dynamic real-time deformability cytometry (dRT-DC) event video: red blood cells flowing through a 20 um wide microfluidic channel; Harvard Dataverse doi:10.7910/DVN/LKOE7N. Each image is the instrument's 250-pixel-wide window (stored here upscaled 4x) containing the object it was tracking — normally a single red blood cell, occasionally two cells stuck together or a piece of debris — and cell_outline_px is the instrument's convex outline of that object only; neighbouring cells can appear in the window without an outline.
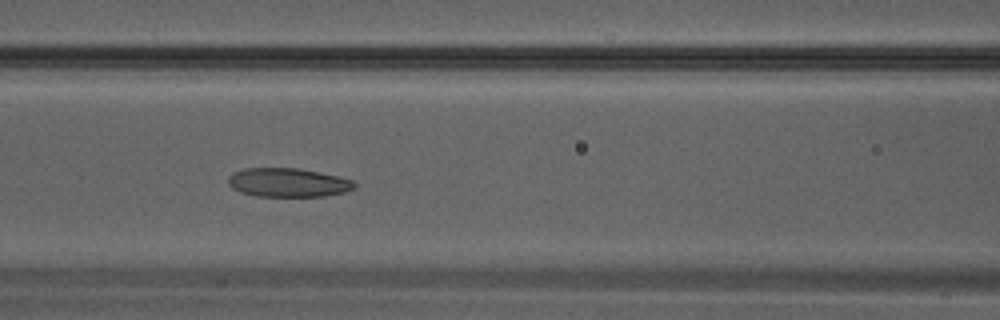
{"species": "Egyptian fruit bat (a non-hibernating species)", "species_latin": "Rousettus aegyptiacus", "temperature_condition": "warm", "stored_images_in_passage": 35, "camera_frame_rate_fps": 3000, "um_per_image_px": 0.085, "animal": {"sex": "male"}, "frame": {"image": 1, "passage_image": 15, "time_ms": 4.667, "image_size_px": [1000, 320], "cell_outline_px": [[356, 188], [344, 192], [324, 196], [256, 196], [240, 192], [232, 188], [228, 184], [228, 176], [244, 168], [300, 168], [340, 176], [352, 180], [356, 184]], "centroid_in_image_um": [24.5, 15.51], "position_along_channel_um": 142.1, "area_um2": 21.33}}
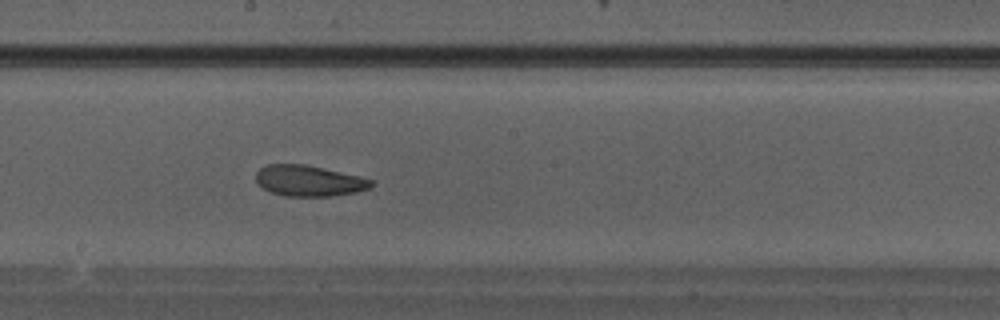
{"frame": {"image": 2, "passage_image": 19, "time_ms": 6.0, "image_size_px": [1000, 320], "cell_outline_px": [[372, 184], [368, 188], [356, 192], [332, 196], [284, 196], [272, 192], [256, 184], [256, 172], [260, 168], [268, 164], [304, 164], [360, 176], [372, 180]], "centroid_in_image_um": [26.22, 15.36], "position_along_channel_um": 222.0, "area_um2": 20.63}}
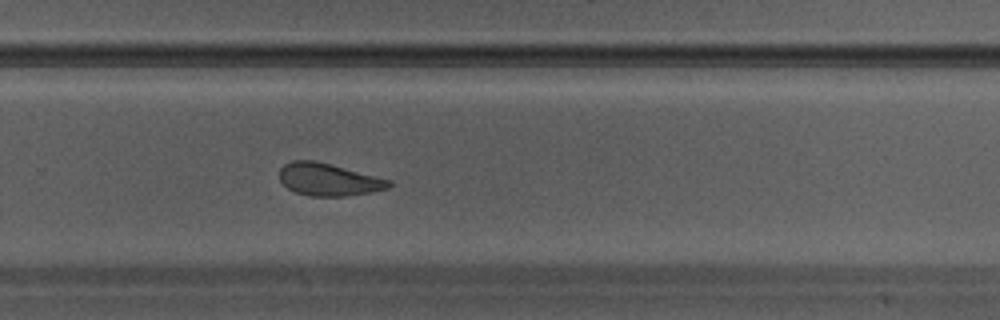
{"frame": {"image": 3, "passage_image": 23, "time_ms": 7.333, "image_size_px": [1000, 320], "cell_outline_px": [[392, 184], [388, 188], [372, 192], [344, 196], [308, 196], [296, 192], [288, 188], [280, 180], [280, 168], [284, 164], [292, 160], [312, 160], [332, 164], [392, 180]], "centroid_in_image_um": [27.94, 15.25], "position_along_channel_um": 301.9, "area_um2": 20.75}}